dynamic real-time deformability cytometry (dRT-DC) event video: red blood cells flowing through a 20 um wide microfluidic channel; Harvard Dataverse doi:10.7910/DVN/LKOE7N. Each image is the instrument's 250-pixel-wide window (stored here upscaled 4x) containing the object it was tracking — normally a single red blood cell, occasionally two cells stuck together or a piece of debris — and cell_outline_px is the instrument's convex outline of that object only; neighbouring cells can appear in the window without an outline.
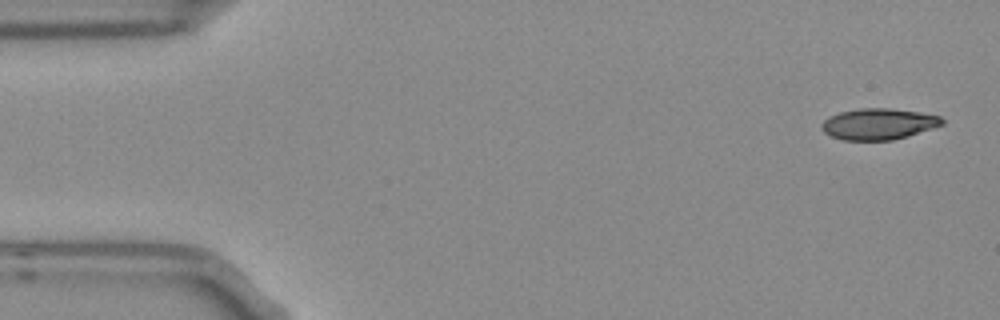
{"species": "Egyptian fruit bat (a non-hibernating species)", "species_latin": "Rousettus aegyptiacus", "temperature_condition": "room temperature", "stored_images_in_passage": 8, "camera_frame_rate_fps": 3000, "um_per_image_px": 0.085, "frame": {"image": 1, "passage_image": 1, "time_ms": 0.0, "image_size_px": [1000, 320], "cell_outline_px": [[944, 124], [908, 136], [892, 140], [844, 140], [832, 136], [824, 132], [820, 128], [820, 124], [828, 116], [840, 112], [860, 108], [888, 108], [920, 112], [940, 116], [944, 120]], "centroid_in_image_um": [74.66, 10.53], "position_along_channel_um": 10.3, "area_um2": 21.91}}
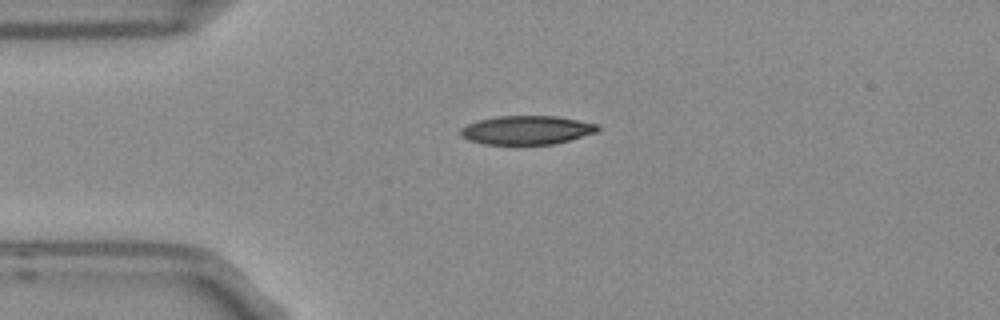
{"frame": {"image": 2, "passage_image": 4, "time_ms": 1.0, "image_size_px": [1000, 320], "cell_outline_px": [[600, 128], [596, 132], [568, 140], [552, 144], [484, 144], [468, 140], [460, 136], [460, 128], [468, 124], [480, 120], [500, 116], [556, 116], [596, 124]], "centroid_in_image_um": [44.72, 11.06], "position_along_channel_um": 40.3, "area_um2": 22.66}}
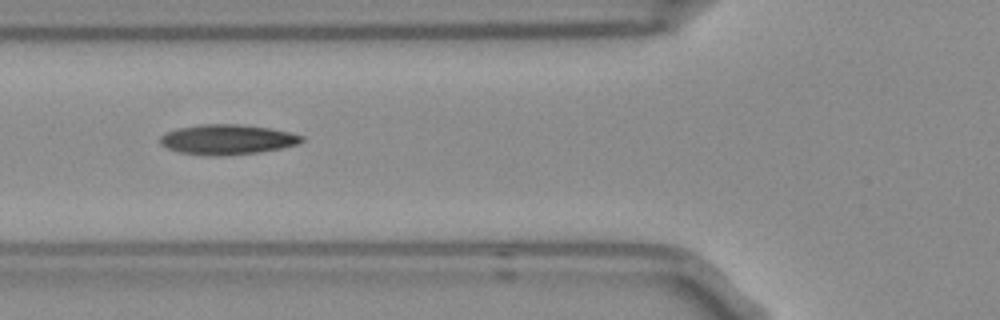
{"frame": {"image": 3, "passage_image": 6, "time_ms": 1.667, "image_size_px": [1000, 320], "cell_outline_px": [[304, 140], [296, 144], [280, 148], [256, 152], [216, 156], [180, 152], [168, 148], [160, 144], [160, 136], [164, 132], [176, 128], [200, 124], [240, 124], [268, 128], [288, 132], [304, 136]], "centroid_in_image_um": [19.26, 11.84], "position_along_channel_um": 106.5, "area_um2": 24.51}}